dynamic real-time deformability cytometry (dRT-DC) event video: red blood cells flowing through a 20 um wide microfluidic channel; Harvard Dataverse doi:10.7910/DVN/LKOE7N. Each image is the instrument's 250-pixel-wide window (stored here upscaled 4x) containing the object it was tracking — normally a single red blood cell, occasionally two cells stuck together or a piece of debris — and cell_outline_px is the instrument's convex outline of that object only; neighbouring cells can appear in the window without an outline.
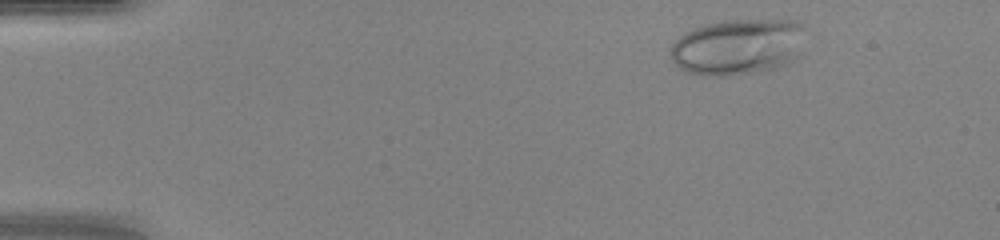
{"species": "human", "species_latin": "Homo sapiens", "temperature_condition": "warm", "stored_images_in_passage": 44, "camera_frame_rate_fps": 3000, "um_per_image_px": 0.085, "donor": {"sex": "female"}, "frame": {"image": 1, "passage_image": 3, "time_ms": 0.667, "image_size_px": [1000, 240], "cell_outline_px": [[804, 28], [796, 56], [792, 60], [776, 68], [728, 76], [716, 76], [684, 72], [672, 60], [672, 44], [680, 36], [704, 24], [724, 20], [792, 20], [804, 24]], "centroid_in_image_um": [62.69, 3.97], "position_along_channel_um": 22.3, "area_um2": 43.47}}
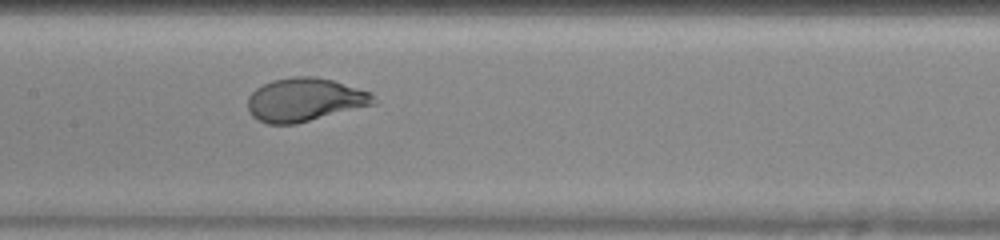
{"frame": {"image": 2, "passage_image": 21, "time_ms": 6.667, "image_size_px": [1000, 240], "cell_outline_px": [[376, 104], [296, 124], [268, 124], [252, 116], [248, 108], [248, 96], [256, 88], [272, 80], [292, 76], [312, 76], [332, 80], [372, 92]], "centroid_in_image_um": [25.91, 8.48], "position_along_channel_um": 181.5, "area_um2": 31.85}}
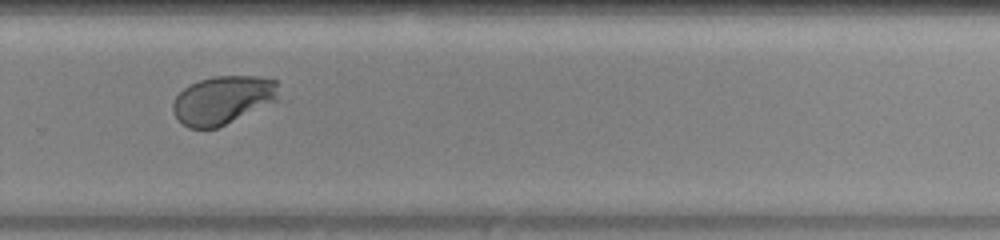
{"frame": {"image": 3, "passage_image": 30, "time_ms": 9.667, "image_size_px": [1000, 240], "cell_outline_px": [[276, 100], [216, 128], [188, 128], [172, 112], [172, 104], [176, 96], [188, 84], [200, 80], [216, 76], [256, 76], [276, 80]], "centroid_in_image_um": [18.87, 8.49], "position_along_channel_um": 310.9, "area_um2": 29.13}, "authors_computed_cell_mechanics": {"area_um2": 32.9749, "velocity_mm_per_s": 4.3293, "shape_relaxation_time_tau1_ms": 3.2672, "shape_relaxation_time_tau2_ms": null, "deformation_change_tau1": 0.1908, "deformation_change_tau2": null}}